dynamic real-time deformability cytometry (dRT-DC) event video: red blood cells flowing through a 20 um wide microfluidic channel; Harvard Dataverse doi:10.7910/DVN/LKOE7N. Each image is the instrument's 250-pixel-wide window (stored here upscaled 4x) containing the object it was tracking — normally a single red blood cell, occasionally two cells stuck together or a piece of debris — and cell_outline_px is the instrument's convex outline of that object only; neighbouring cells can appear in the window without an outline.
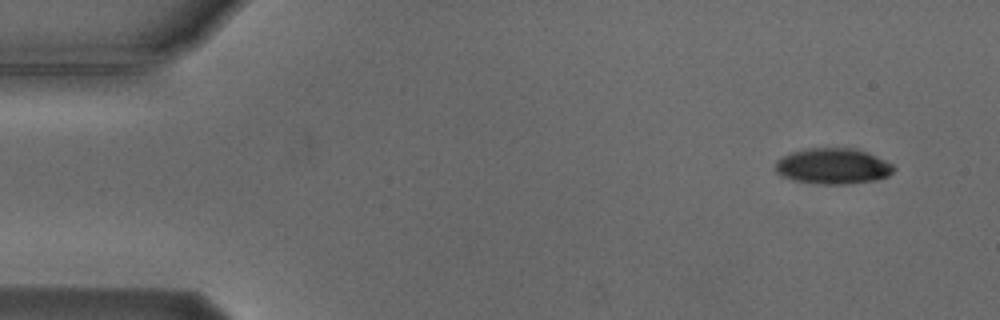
{"species": "Egyptian fruit bat (a non-hibernating species)", "species_latin": "Rousettus aegyptiacus", "temperature_condition": "cold", "stored_images_in_passage": 4, "camera_frame_rate_fps": 3000, "um_per_image_px": 0.085, "animal": {"sex": "male"}, "frame": {"image": 1, "passage_image": 1, "time_ms": 0.0, "image_size_px": [1000, 320], "cell_outline_px": [[896, 168], [888, 176], [876, 180], [848, 184], [820, 184], [796, 180], [784, 176], [776, 172], [776, 160], [780, 156], [792, 152], [808, 148], [856, 148], [868, 152], [892, 164]], "centroid_in_image_um": [70.81, 14.11], "position_along_channel_um": 14.2, "area_um2": 24.68}}
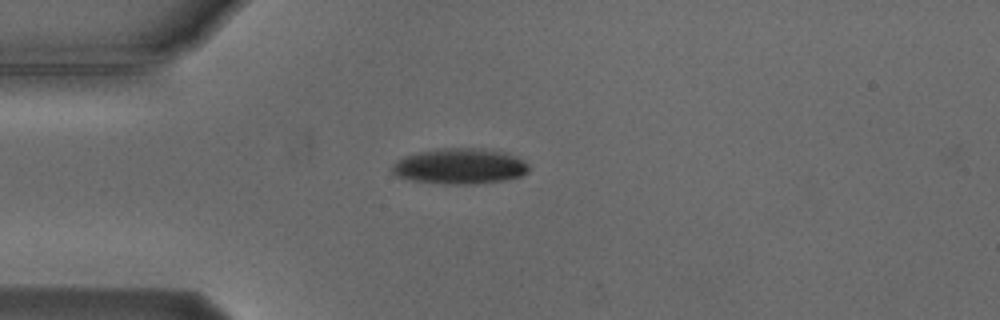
{"frame": {"image": 2, "passage_image": 4, "time_ms": 3.333, "image_size_px": [1000, 320], "cell_outline_px": [[528, 172], [520, 176], [504, 180], [476, 184], [440, 184], [412, 180], [396, 176], [392, 172], [392, 164], [408, 156], [420, 152], [444, 148], [480, 148], [504, 152], [516, 156], [524, 160], [528, 164]], "centroid_in_image_um": [39.12, 14.14], "position_along_channel_um": 45.9, "area_um2": 28.21}}